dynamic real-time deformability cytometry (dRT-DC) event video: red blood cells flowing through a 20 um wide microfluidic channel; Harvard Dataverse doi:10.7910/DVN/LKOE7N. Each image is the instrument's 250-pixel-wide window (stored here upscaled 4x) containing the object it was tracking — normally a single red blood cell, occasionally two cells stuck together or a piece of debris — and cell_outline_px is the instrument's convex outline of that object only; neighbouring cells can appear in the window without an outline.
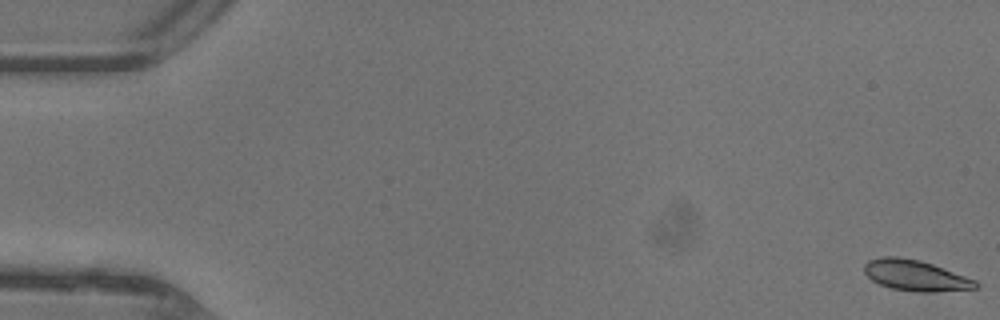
{"species": "common noctule bat (a hibernating species)", "species_latin": "Nyctalus noctula", "temperature_condition": "warm", "stored_images_in_passage": 15, "camera_frame_rate_fps": 3000, "um_per_image_px": 0.085, "animal": {"sex": "female"}, "frame": {"image": 1, "passage_image": 1, "time_ms": 0.0, "image_size_px": [1000, 320], "cell_outline_px": [[980, 284], [976, 288], [936, 292], [916, 292], [892, 288], [880, 284], [872, 280], [864, 272], [864, 264], [868, 260], [884, 256], [896, 256], [920, 260], [932, 264], [976, 280]], "centroid_in_image_um": [77.81, 23.41], "position_along_channel_um": 7.2, "area_um2": 19.94}}
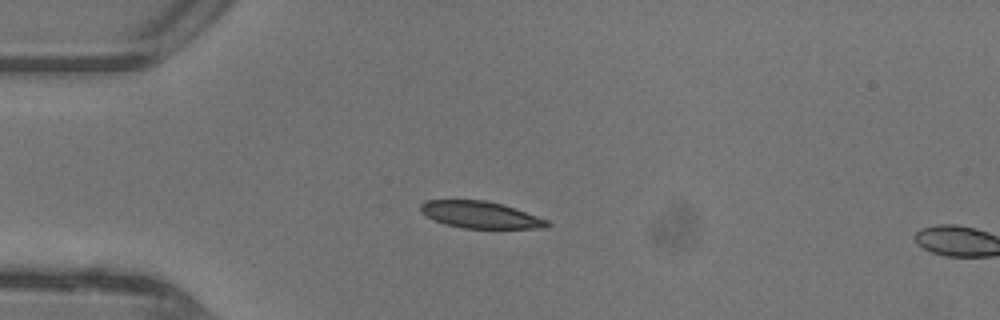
{"frame": {"image": 2, "passage_image": 13, "time_ms": 4.0, "image_size_px": [1000, 320], "cell_outline_px": [[552, 224], [548, 228], [464, 228], [448, 224], [436, 220], [420, 212], [420, 204], [428, 200], [484, 200], [504, 204], [548, 220]], "centroid_in_image_um": [40.88, 18.25], "position_along_channel_um": 44.1, "area_um2": 19.65}}